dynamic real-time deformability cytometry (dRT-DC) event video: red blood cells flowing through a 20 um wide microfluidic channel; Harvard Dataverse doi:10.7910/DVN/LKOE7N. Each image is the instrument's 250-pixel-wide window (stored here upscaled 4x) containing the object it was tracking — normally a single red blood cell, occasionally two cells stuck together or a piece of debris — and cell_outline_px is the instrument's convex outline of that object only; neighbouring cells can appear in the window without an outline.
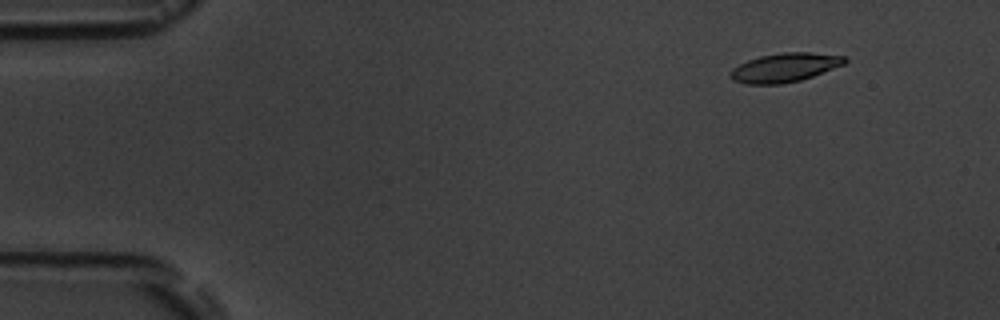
{"species": "common noctule bat (a hibernating species)", "species_latin": "Nyctalus noctula", "temperature_condition": "room temperature", "stored_images_in_passage": 5, "camera_frame_rate_fps": 3000, "um_per_image_px": 0.085, "animal": {"sex": "male", "body_mass_g": 19.5, "forearm_length_mm": 54.6}, "frame": {"image": 1, "passage_image": 2, "time_ms": 1.0, "image_size_px": [1000, 320], "cell_outline_px": [[848, 60], [844, 64], [812, 76], [800, 80], [780, 84], [744, 84], [732, 80], [728, 76], [728, 72], [732, 68], [748, 60], [760, 56], [784, 52], [808, 52], [848, 56]], "centroid_in_image_um": [66.67, 5.74], "position_along_channel_um": 18.3, "area_um2": 19.36}}
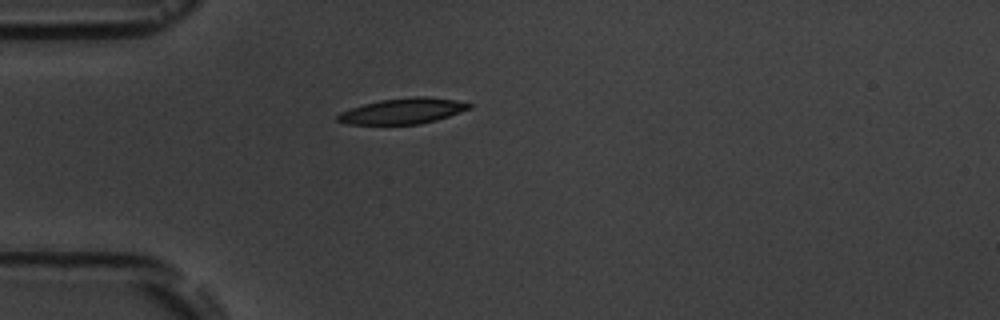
{"frame": {"image": 2, "passage_image": 5, "time_ms": 4.333, "image_size_px": [1000, 320], "cell_outline_px": [[472, 108], [436, 120], [420, 124], [348, 124], [336, 120], [336, 116], [340, 112], [364, 104], [380, 100], [412, 96], [424, 96], [456, 100], [472, 104]], "centroid_in_image_um": [34.25, 9.43], "position_along_channel_um": 50.8, "area_um2": 19.59}}